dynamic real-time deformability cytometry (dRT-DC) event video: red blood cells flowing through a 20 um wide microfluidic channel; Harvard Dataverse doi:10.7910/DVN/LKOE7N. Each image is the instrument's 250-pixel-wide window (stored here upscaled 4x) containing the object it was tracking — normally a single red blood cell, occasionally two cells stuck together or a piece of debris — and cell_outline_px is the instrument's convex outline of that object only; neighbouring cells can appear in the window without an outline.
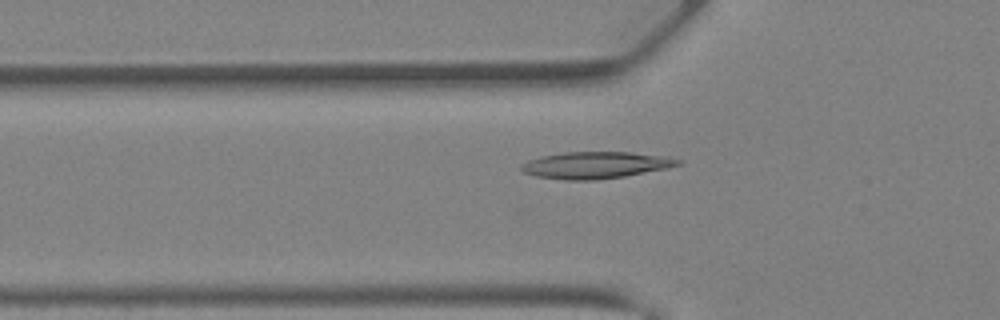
{"species": "Egyptian fruit bat (a non-hibernating species)", "species_latin": "Rousettus aegyptiacus", "temperature_condition": "warm", "stored_images_in_passage": 41, "camera_frame_rate_fps": 3000, "um_per_image_px": 0.085, "animal": {"sex": "female"}, "frame": {"image": 1, "passage_image": 15, "time_ms": 4.667, "image_size_px": [1000, 320], "cell_outline_px": [[684, 164], [668, 168], [624, 176], [596, 180], [564, 180], [536, 176], [524, 172], [520, 168], [520, 164], [528, 160], [540, 156], [564, 152], [632, 152], [668, 156], [684, 160]], "centroid_in_image_um": [50.68, 14.02], "position_along_channel_um": 75.1, "area_um2": 24.74}}
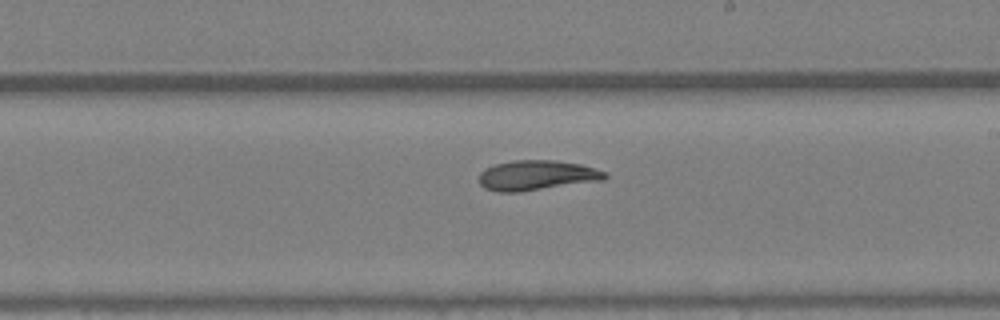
{"frame": {"image": 2, "passage_image": 25, "time_ms": 8.0, "image_size_px": [1000, 320], "cell_outline_px": [[608, 176], [604, 180], [520, 192], [496, 192], [484, 188], [480, 184], [480, 172], [484, 168], [496, 164], [516, 160], [556, 160], [580, 164], [608, 172]], "centroid_in_image_um": [45.64, 14.91], "position_along_channel_um": 243.4, "area_um2": 22.14}}
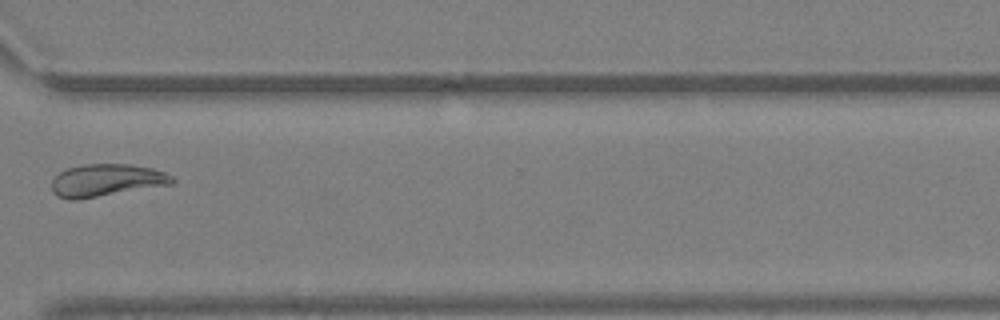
{"frame": {"image": 3, "passage_image": 32, "time_ms": 10.333, "image_size_px": [1000, 320], "cell_outline_px": [[176, 180], [172, 184], [76, 200], [68, 200], [56, 196], [52, 192], [52, 180], [60, 172], [68, 168], [84, 164], [128, 164], [152, 168], [164, 172], [172, 176]], "centroid_in_image_um": [9.03, 15.33], "position_along_channel_um": 361.6, "area_um2": 22.72}}